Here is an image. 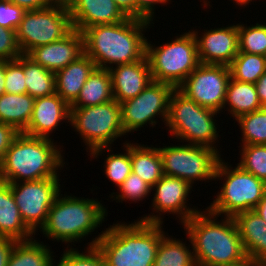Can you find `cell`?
Listing matches in <instances>:
<instances>
[{"label": "cell", "mask_w": 266, "mask_h": 266, "mask_svg": "<svg viewBox=\"0 0 266 266\" xmlns=\"http://www.w3.org/2000/svg\"><path fill=\"white\" fill-rule=\"evenodd\" d=\"M151 23L128 18L114 24L88 27L81 32L84 54L94 61L96 67L108 70L113 65L139 61L146 54L147 38L143 31L149 29Z\"/></svg>", "instance_id": "obj_1"}, {"label": "cell", "mask_w": 266, "mask_h": 266, "mask_svg": "<svg viewBox=\"0 0 266 266\" xmlns=\"http://www.w3.org/2000/svg\"><path fill=\"white\" fill-rule=\"evenodd\" d=\"M218 217L206 209L182 225L197 266H225L247 256L234 218L222 216L224 219L216 221Z\"/></svg>", "instance_id": "obj_2"}, {"label": "cell", "mask_w": 266, "mask_h": 266, "mask_svg": "<svg viewBox=\"0 0 266 266\" xmlns=\"http://www.w3.org/2000/svg\"><path fill=\"white\" fill-rule=\"evenodd\" d=\"M88 243L101 252L106 266H153L165 232L162 224L140 220L113 224Z\"/></svg>", "instance_id": "obj_3"}, {"label": "cell", "mask_w": 266, "mask_h": 266, "mask_svg": "<svg viewBox=\"0 0 266 266\" xmlns=\"http://www.w3.org/2000/svg\"><path fill=\"white\" fill-rule=\"evenodd\" d=\"M61 148L54 139L19 133L5 153L0 181L16 183L60 177L57 172L65 164Z\"/></svg>", "instance_id": "obj_4"}, {"label": "cell", "mask_w": 266, "mask_h": 266, "mask_svg": "<svg viewBox=\"0 0 266 266\" xmlns=\"http://www.w3.org/2000/svg\"><path fill=\"white\" fill-rule=\"evenodd\" d=\"M57 195L41 231L48 239L65 244L91 235L107 217V209L97 199ZM62 197V198H61ZM56 239V240H55Z\"/></svg>", "instance_id": "obj_5"}, {"label": "cell", "mask_w": 266, "mask_h": 266, "mask_svg": "<svg viewBox=\"0 0 266 266\" xmlns=\"http://www.w3.org/2000/svg\"><path fill=\"white\" fill-rule=\"evenodd\" d=\"M217 113L202 107L175 88L169 98L168 118L165 125L170 135L176 137L175 139L210 147L220 153L214 144L219 137L214 118Z\"/></svg>", "instance_id": "obj_6"}, {"label": "cell", "mask_w": 266, "mask_h": 266, "mask_svg": "<svg viewBox=\"0 0 266 266\" xmlns=\"http://www.w3.org/2000/svg\"><path fill=\"white\" fill-rule=\"evenodd\" d=\"M216 179L225 182L217 198L205 209L220 217L223 214L234 217L237 213L253 210L266 192L263 180L244 171L239 165L232 169L222 158L215 169L214 181Z\"/></svg>", "instance_id": "obj_7"}, {"label": "cell", "mask_w": 266, "mask_h": 266, "mask_svg": "<svg viewBox=\"0 0 266 266\" xmlns=\"http://www.w3.org/2000/svg\"><path fill=\"white\" fill-rule=\"evenodd\" d=\"M188 31L158 47L146 40L145 55L153 81L178 88L200 64L195 37Z\"/></svg>", "instance_id": "obj_8"}, {"label": "cell", "mask_w": 266, "mask_h": 266, "mask_svg": "<svg viewBox=\"0 0 266 266\" xmlns=\"http://www.w3.org/2000/svg\"><path fill=\"white\" fill-rule=\"evenodd\" d=\"M83 142L87 152L110 144L127 135L122 126L121 105L115 100L82 108H70V122Z\"/></svg>", "instance_id": "obj_9"}, {"label": "cell", "mask_w": 266, "mask_h": 266, "mask_svg": "<svg viewBox=\"0 0 266 266\" xmlns=\"http://www.w3.org/2000/svg\"><path fill=\"white\" fill-rule=\"evenodd\" d=\"M73 30L69 8L50 5L26 11L16 29V39L22 54L32 49L63 39Z\"/></svg>", "instance_id": "obj_10"}, {"label": "cell", "mask_w": 266, "mask_h": 266, "mask_svg": "<svg viewBox=\"0 0 266 266\" xmlns=\"http://www.w3.org/2000/svg\"><path fill=\"white\" fill-rule=\"evenodd\" d=\"M163 174L177 177L191 186L195 181L214 180L215 169L221 155L203 145L185 144L159 146Z\"/></svg>", "instance_id": "obj_11"}, {"label": "cell", "mask_w": 266, "mask_h": 266, "mask_svg": "<svg viewBox=\"0 0 266 266\" xmlns=\"http://www.w3.org/2000/svg\"><path fill=\"white\" fill-rule=\"evenodd\" d=\"M59 177L10 183L22 220L34 233L45 224L50 207L61 192Z\"/></svg>", "instance_id": "obj_12"}, {"label": "cell", "mask_w": 266, "mask_h": 266, "mask_svg": "<svg viewBox=\"0 0 266 266\" xmlns=\"http://www.w3.org/2000/svg\"><path fill=\"white\" fill-rule=\"evenodd\" d=\"M175 88L164 82L152 81L139 95L120 103L125 133L137 131L144 125L152 127L160 116L164 125L168 118L169 98Z\"/></svg>", "instance_id": "obj_13"}, {"label": "cell", "mask_w": 266, "mask_h": 266, "mask_svg": "<svg viewBox=\"0 0 266 266\" xmlns=\"http://www.w3.org/2000/svg\"><path fill=\"white\" fill-rule=\"evenodd\" d=\"M230 78L229 66L200 63L178 89L202 107L220 113Z\"/></svg>", "instance_id": "obj_14"}, {"label": "cell", "mask_w": 266, "mask_h": 266, "mask_svg": "<svg viewBox=\"0 0 266 266\" xmlns=\"http://www.w3.org/2000/svg\"><path fill=\"white\" fill-rule=\"evenodd\" d=\"M151 189L155 191L152 200L153 212L159 214L145 215L138 219L142 222L162 224V214L169 212V214H177L179 220H181L180 223L183 224L190 217L201 211L195 209V207L193 209L187 206V196L189 198L188 194L192 192V186L183 179L163 175Z\"/></svg>", "instance_id": "obj_15"}, {"label": "cell", "mask_w": 266, "mask_h": 266, "mask_svg": "<svg viewBox=\"0 0 266 266\" xmlns=\"http://www.w3.org/2000/svg\"><path fill=\"white\" fill-rule=\"evenodd\" d=\"M196 43L199 62L229 66L239 52L238 24L204 30L201 37L191 30Z\"/></svg>", "instance_id": "obj_16"}, {"label": "cell", "mask_w": 266, "mask_h": 266, "mask_svg": "<svg viewBox=\"0 0 266 266\" xmlns=\"http://www.w3.org/2000/svg\"><path fill=\"white\" fill-rule=\"evenodd\" d=\"M84 54L83 35L73 29L63 39L32 49L27 56L45 69L57 72Z\"/></svg>", "instance_id": "obj_17"}, {"label": "cell", "mask_w": 266, "mask_h": 266, "mask_svg": "<svg viewBox=\"0 0 266 266\" xmlns=\"http://www.w3.org/2000/svg\"><path fill=\"white\" fill-rule=\"evenodd\" d=\"M66 120L70 122V105L57 93L36 98L30 122L22 133L52 139L54 129Z\"/></svg>", "instance_id": "obj_18"}, {"label": "cell", "mask_w": 266, "mask_h": 266, "mask_svg": "<svg viewBox=\"0 0 266 266\" xmlns=\"http://www.w3.org/2000/svg\"><path fill=\"white\" fill-rule=\"evenodd\" d=\"M113 98L118 103L139 95L153 80L146 55L139 61L109 69Z\"/></svg>", "instance_id": "obj_19"}, {"label": "cell", "mask_w": 266, "mask_h": 266, "mask_svg": "<svg viewBox=\"0 0 266 266\" xmlns=\"http://www.w3.org/2000/svg\"><path fill=\"white\" fill-rule=\"evenodd\" d=\"M69 12L73 29L80 32L95 25L114 24L128 19L114 0H76Z\"/></svg>", "instance_id": "obj_20"}, {"label": "cell", "mask_w": 266, "mask_h": 266, "mask_svg": "<svg viewBox=\"0 0 266 266\" xmlns=\"http://www.w3.org/2000/svg\"><path fill=\"white\" fill-rule=\"evenodd\" d=\"M95 67L94 61L83 54L76 61L55 72L56 93L71 105Z\"/></svg>", "instance_id": "obj_21"}, {"label": "cell", "mask_w": 266, "mask_h": 266, "mask_svg": "<svg viewBox=\"0 0 266 266\" xmlns=\"http://www.w3.org/2000/svg\"><path fill=\"white\" fill-rule=\"evenodd\" d=\"M33 234L21 218L10 183L0 181V237L25 241Z\"/></svg>", "instance_id": "obj_22"}, {"label": "cell", "mask_w": 266, "mask_h": 266, "mask_svg": "<svg viewBox=\"0 0 266 266\" xmlns=\"http://www.w3.org/2000/svg\"><path fill=\"white\" fill-rule=\"evenodd\" d=\"M233 218L246 255L262 261V243L266 232L265 222L254 210L237 213Z\"/></svg>", "instance_id": "obj_23"}, {"label": "cell", "mask_w": 266, "mask_h": 266, "mask_svg": "<svg viewBox=\"0 0 266 266\" xmlns=\"http://www.w3.org/2000/svg\"><path fill=\"white\" fill-rule=\"evenodd\" d=\"M114 100L108 69L95 67L70 108L95 106Z\"/></svg>", "instance_id": "obj_24"}, {"label": "cell", "mask_w": 266, "mask_h": 266, "mask_svg": "<svg viewBox=\"0 0 266 266\" xmlns=\"http://www.w3.org/2000/svg\"><path fill=\"white\" fill-rule=\"evenodd\" d=\"M35 98L26 94L4 93L0 96V122L22 133L28 126Z\"/></svg>", "instance_id": "obj_25"}, {"label": "cell", "mask_w": 266, "mask_h": 266, "mask_svg": "<svg viewBox=\"0 0 266 266\" xmlns=\"http://www.w3.org/2000/svg\"><path fill=\"white\" fill-rule=\"evenodd\" d=\"M132 172L139 175L151 188L163 177L162 158L158 147L131 144Z\"/></svg>", "instance_id": "obj_26"}, {"label": "cell", "mask_w": 266, "mask_h": 266, "mask_svg": "<svg viewBox=\"0 0 266 266\" xmlns=\"http://www.w3.org/2000/svg\"><path fill=\"white\" fill-rule=\"evenodd\" d=\"M229 106L228 111L235 120L246 113L261 109L256 86L252 83L236 81L230 78L225 95L224 108Z\"/></svg>", "instance_id": "obj_27"}, {"label": "cell", "mask_w": 266, "mask_h": 266, "mask_svg": "<svg viewBox=\"0 0 266 266\" xmlns=\"http://www.w3.org/2000/svg\"><path fill=\"white\" fill-rule=\"evenodd\" d=\"M34 238L16 241L7 266H55L51 249Z\"/></svg>", "instance_id": "obj_28"}, {"label": "cell", "mask_w": 266, "mask_h": 266, "mask_svg": "<svg viewBox=\"0 0 266 266\" xmlns=\"http://www.w3.org/2000/svg\"><path fill=\"white\" fill-rule=\"evenodd\" d=\"M167 235V236H166ZM180 239L164 234L158 245L153 266H197L194 252Z\"/></svg>", "instance_id": "obj_29"}, {"label": "cell", "mask_w": 266, "mask_h": 266, "mask_svg": "<svg viewBox=\"0 0 266 266\" xmlns=\"http://www.w3.org/2000/svg\"><path fill=\"white\" fill-rule=\"evenodd\" d=\"M24 75L27 94L40 98L56 93L55 74L24 55Z\"/></svg>", "instance_id": "obj_30"}, {"label": "cell", "mask_w": 266, "mask_h": 266, "mask_svg": "<svg viewBox=\"0 0 266 266\" xmlns=\"http://www.w3.org/2000/svg\"><path fill=\"white\" fill-rule=\"evenodd\" d=\"M124 149L126 153H116L113 154V150H111V147H100L97 149H94L90 156L92 158L100 156L102 154V151L109 152L108 157L104 160V173L106 174V177L113 182V184L117 185L119 187L125 179L130 175L132 172V165H131V142L126 141V143H123ZM106 149V150H105Z\"/></svg>", "instance_id": "obj_31"}, {"label": "cell", "mask_w": 266, "mask_h": 266, "mask_svg": "<svg viewBox=\"0 0 266 266\" xmlns=\"http://www.w3.org/2000/svg\"><path fill=\"white\" fill-rule=\"evenodd\" d=\"M229 69L232 79L255 84L266 72V62L263 55L239 51L229 65Z\"/></svg>", "instance_id": "obj_32"}, {"label": "cell", "mask_w": 266, "mask_h": 266, "mask_svg": "<svg viewBox=\"0 0 266 266\" xmlns=\"http://www.w3.org/2000/svg\"><path fill=\"white\" fill-rule=\"evenodd\" d=\"M242 145H266V107L239 116Z\"/></svg>", "instance_id": "obj_33"}, {"label": "cell", "mask_w": 266, "mask_h": 266, "mask_svg": "<svg viewBox=\"0 0 266 266\" xmlns=\"http://www.w3.org/2000/svg\"><path fill=\"white\" fill-rule=\"evenodd\" d=\"M244 25L238 24L239 51L263 55L266 51V24Z\"/></svg>", "instance_id": "obj_34"}, {"label": "cell", "mask_w": 266, "mask_h": 266, "mask_svg": "<svg viewBox=\"0 0 266 266\" xmlns=\"http://www.w3.org/2000/svg\"><path fill=\"white\" fill-rule=\"evenodd\" d=\"M239 165L266 183V145H242Z\"/></svg>", "instance_id": "obj_35"}, {"label": "cell", "mask_w": 266, "mask_h": 266, "mask_svg": "<svg viewBox=\"0 0 266 266\" xmlns=\"http://www.w3.org/2000/svg\"><path fill=\"white\" fill-rule=\"evenodd\" d=\"M66 248L59 262L54 263L56 266H106L104 258L96 246L86 247V251L82 253L72 246L70 249Z\"/></svg>", "instance_id": "obj_36"}, {"label": "cell", "mask_w": 266, "mask_h": 266, "mask_svg": "<svg viewBox=\"0 0 266 266\" xmlns=\"http://www.w3.org/2000/svg\"><path fill=\"white\" fill-rule=\"evenodd\" d=\"M119 194L116 192L112 193L111 198L115 197L116 202H122L125 199L128 201H142L149 196V193L152 192L151 187L141 179L139 175L131 172L130 175L125 179V181L118 187ZM115 194L116 196H113Z\"/></svg>", "instance_id": "obj_37"}, {"label": "cell", "mask_w": 266, "mask_h": 266, "mask_svg": "<svg viewBox=\"0 0 266 266\" xmlns=\"http://www.w3.org/2000/svg\"><path fill=\"white\" fill-rule=\"evenodd\" d=\"M5 93H27L24 75V54L15 60H5Z\"/></svg>", "instance_id": "obj_38"}, {"label": "cell", "mask_w": 266, "mask_h": 266, "mask_svg": "<svg viewBox=\"0 0 266 266\" xmlns=\"http://www.w3.org/2000/svg\"><path fill=\"white\" fill-rule=\"evenodd\" d=\"M26 11L9 0H0V27L17 29Z\"/></svg>", "instance_id": "obj_39"}, {"label": "cell", "mask_w": 266, "mask_h": 266, "mask_svg": "<svg viewBox=\"0 0 266 266\" xmlns=\"http://www.w3.org/2000/svg\"><path fill=\"white\" fill-rule=\"evenodd\" d=\"M22 52L19 48L16 31L0 27V60H15Z\"/></svg>", "instance_id": "obj_40"}, {"label": "cell", "mask_w": 266, "mask_h": 266, "mask_svg": "<svg viewBox=\"0 0 266 266\" xmlns=\"http://www.w3.org/2000/svg\"><path fill=\"white\" fill-rule=\"evenodd\" d=\"M136 19L152 22L154 19V9L156 4H167L171 0H135Z\"/></svg>", "instance_id": "obj_41"}, {"label": "cell", "mask_w": 266, "mask_h": 266, "mask_svg": "<svg viewBox=\"0 0 266 266\" xmlns=\"http://www.w3.org/2000/svg\"><path fill=\"white\" fill-rule=\"evenodd\" d=\"M19 133L20 132H18L13 126L0 122V167L4 160L5 153Z\"/></svg>", "instance_id": "obj_42"}, {"label": "cell", "mask_w": 266, "mask_h": 266, "mask_svg": "<svg viewBox=\"0 0 266 266\" xmlns=\"http://www.w3.org/2000/svg\"><path fill=\"white\" fill-rule=\"evenodd\" d=\"M15 5L20 6L25 11L39 10L51 5L50 0H9Z\"/></svg>", "instance_id": "obj_43"}, {"label": "cell", "mask_w": 266, "mask_h": 266, "mask_svg": "<svg viewBox=\"0 0 266 266\" xmlns=\"http://www.w3.org/2000/svg\"><path fill=\"white\" fill-rule=\"evenodd\" d=\"M16 240L0 237V266H7Z\"/></svg>", "instance_id": "obj_44"}, {"label": "cell", "mask_w": 266, "mask_h": 266, "mask_svg": "<svg viewBox=\"0 0 266 266\" xmlns=\"http://www.w3.org/2000/svg\"><path fill=\"white\" fill-rule=\"evenodd\" d=\"M115 4L128 18L136 19V1L135 0H114Z\"/></svg>", "instance_id": "obj_45"}, {"label": "cell", "mask_w": 266, "mask_h": 266, "mask_svg": "<svg viewBox=\"0 0 266 266\" xmlns=\"http://www.w3.org/2000/svg\"><path fill=\"white\" fill-rule=\"evenodd\" d=\"M260 103L266 107V72L255 83Z\"/></svg>", "instance_id": "obj_46"}, {"label": "cell", "mask_w": 266, "mask_h": 266, "mask_svg": "<svg viewBox=\"0 0 266 266\" xmlns=\"http://www.w3.org/2000/svg\"><path fill=\"white\" fill-rule=\"evenodd\" d=\"M225 266H266V262L256 260L252 257L246 256L243 260L234 263V264H229Z\"/></svg>", "instance_id": "obj_47"}, {"label": "cell", "mask_w": 266, "mask_h": 266, "mask_svg": "<svg viewBox=\"0 0 266 266\" xmlns=\"http://www.w3.org/2000/svg\"><path fill=\"white\" fill-rule=\"evenodd\" d=\"M266 224V192L258 205L253 209Z\"/></svg>", "instance_id": "obj_48"}, {"label": "cell", "mask_w": 266, "mask_h": 266, "mask_svg": "<svg viewBox=\"0 0 266 266\" xmlns=\"http://www.w3.org/2000/svg\"><path fill=\"white\" fill-rule=\"evenodd\" d=\"M5 93V60H0V96Z\"/></svg>", "instance_id": "obj_49"}, {"label": "cell", "mask_w": 266, "mask_h": 266, "mask_svg": "<svg viewBox=\"0 0 266 266\" xmlns=\"http://www.w3.org/2000/svg\"><path fill=\"white\" fill-rule=\"evenodd\" d=\"M76 0H50L51 5H60L70 8Z\"/></svg>", "instance_id": "obj_50"}, {"label": "cell", "mask_w": 266, "mask_h": 266, "mask_svg": "<svg viewBox=\"0 0 266 266\" xmlns=\"http://www.w3.org/2000/svg\"><path fill=\"white\" fill-rule=\"evenodd\" d=\"M262 261L266 262V232L264 233L263 243H262Z\"/></svg>", "instance_id": "obj_51"}, {"label": "cell", "mask_w": 266, "mask_h": 266, "mask_svg": "<svg viewBox=\"0 0 266 266\" xmlns=\"http://www.w3.org/2000/svg\"><path fill=\"white\" fill-rule=\"evenodd\" d=\"M252 1L253 0H234V2H236V4H238L239 6H242V7L248 5Z\"/></svg>", "instance_id": "obj_52"}, {"label": "cell", "mask_w": 266, "mask_h": 266, "mask_svg": "<svg viewBox=\"0 0 266 266\" xmlns=\"http://www.w3.org/2000/svg\"><path fill=\"white\" fill-rule=\"evenodd\" d=\"M263 57H264L265 62H266V51H265V53L263 54Z\"/></svg>", "instance_id": "obj_53"}]
</instances>
